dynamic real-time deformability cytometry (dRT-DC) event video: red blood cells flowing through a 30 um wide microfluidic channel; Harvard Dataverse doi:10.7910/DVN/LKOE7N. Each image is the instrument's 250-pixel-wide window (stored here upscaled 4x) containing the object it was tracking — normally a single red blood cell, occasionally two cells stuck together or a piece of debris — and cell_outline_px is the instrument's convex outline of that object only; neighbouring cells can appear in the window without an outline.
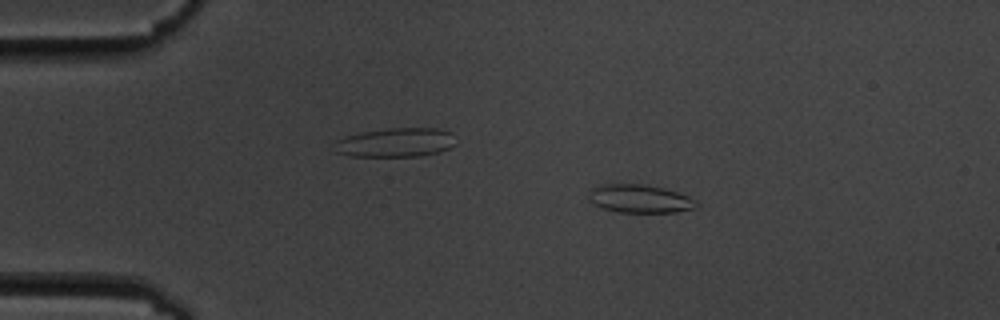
{"species": "common noctule bat (a hibernating species)", "species_latin": "Nyctalus noctula", "temperature_condition": "cold", "stored_images_in_passage": 5, "camera_frame_rate_fps": 3000, "um_per_image_px": 0.085, "animal": {"sex": "male", "body_mass_g": 19.5, "forearm_length_mm": 54.6}, "frame": {"image": 1, "passage_image": 2, "time_ms": 1.333, "image_size_px": [1000, 320], "cell_outline_px": [[696, 208], [676, 212], [616, 212], [592, 204], [588, 200], [588, 188], [600, 184], [644, 184], [664, 188], [688, 196], [696, 200]], "centroid_in_image_um": [54.31, 16.88], "position_along_channel_um": 30.7, "area_um2": 17.92}}
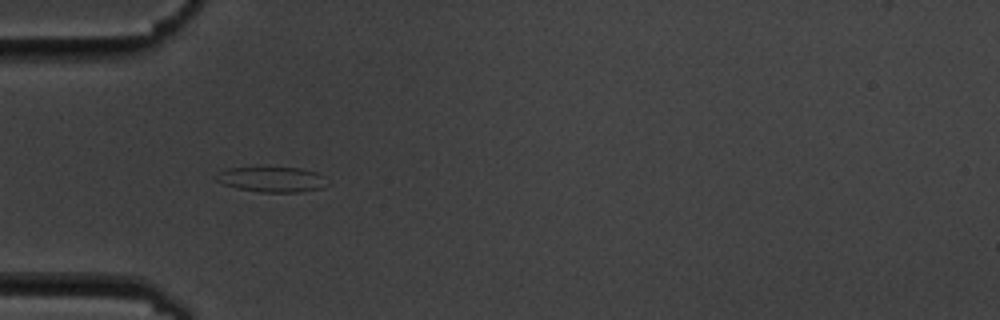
{"frame": {"image": 2, "passage_image": 4, "time_ms": 3.667, "image_size_px": [1000, 320], "cell_outline_px": [[332, 184], [320, 188], [300, 192], [260, 192], [236, 188], [224, 184], [216, 180], [216, 176], [220, 172], [228, 168], [268, 164], [300, 168], [316, 172], [324, 176]], "centroid_in_image_um": [23.15, 15.19], "position_along_channel_um": 61.9, "area_um2": 17.34}}
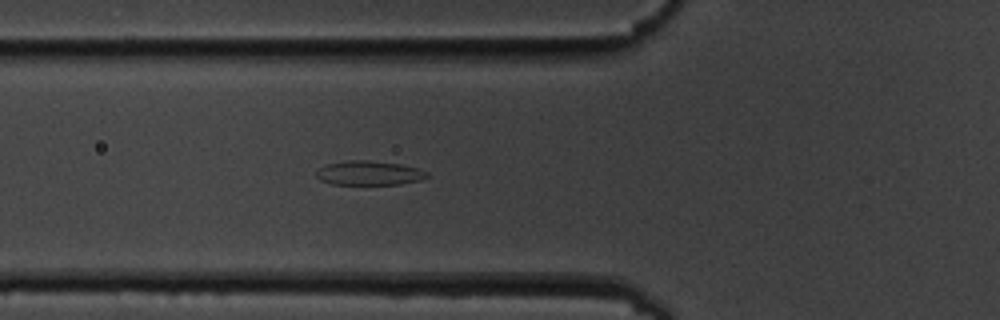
{"frame": {"image": 3, "passage_image": 5, "time_ms": 4.667, "image_size_px": [1000, 320], "cell_outline_px": [[428, 176], [420, 180], [400, 184], [332, 184], [320, 180], [316, 176], [316, 172], [320, 168], [328, 164], [352, 160], [368, 160], [400, 164], [420, 168], [428, 172]], "centroid_in_image_um": [31.4, 14.71], "position_along_channel_um": 94.4, "area_um2": 15.55}}